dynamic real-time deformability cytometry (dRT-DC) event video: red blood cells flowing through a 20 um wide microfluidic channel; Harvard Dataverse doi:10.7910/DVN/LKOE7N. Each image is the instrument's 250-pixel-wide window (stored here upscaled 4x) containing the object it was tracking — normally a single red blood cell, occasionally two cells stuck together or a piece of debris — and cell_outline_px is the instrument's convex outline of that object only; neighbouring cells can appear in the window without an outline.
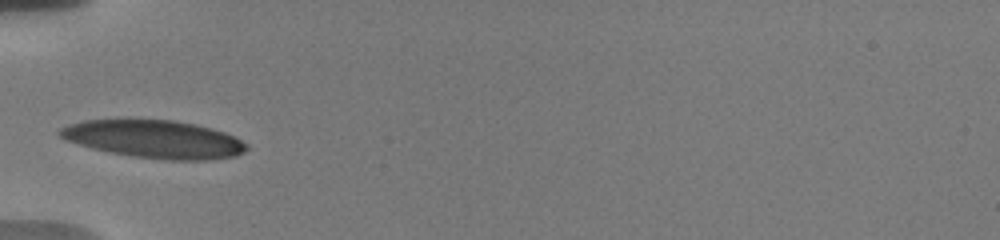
{"species": "human", "species_latin": "Homo sapiens", "temperature_condition": "warm", "stored_images_in_passage": 16, "camera_frame_rate_fps": 3000, "um_per_image_px": 0.085, "donor": {"sex": "male"}, "frame": {"image": 1, "passage_image": 1, "time_ms": 0.0, "image_size_px": [1000, 240], "cell_outline_px": [[248, 148], [244, 152], [236, 156], [208, 160], [168, 160], [132, 156], [92, 148], [68, 140], [60, 136], [56, 132], [60, 128], [84, 120], [120, 116], [176, 120], [196, 124], [212, 128], [224, 132], [248, 144]], "centroid_in_image_um": [13.09, 11.78], "position_along_channel_um": 71.9, "area_um2": 42.19}}
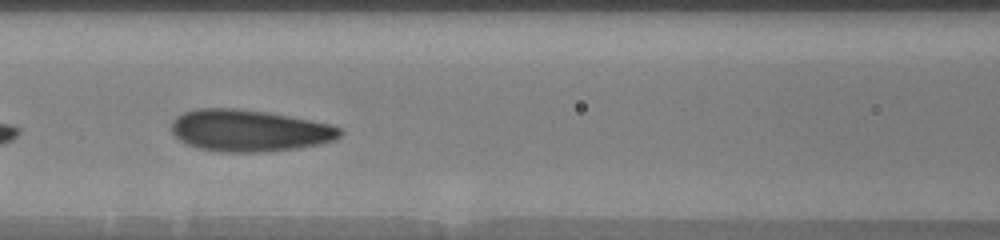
{"frame": {"image": 2, "passage_image": 7, "time_ms": 2.0, "image_size_px": [1000, 240], "cell_outline_px": [[344, 132], [336, 140], [320, 144], [300, 148], [268, 152], [216, 152], [200, 148], [188, 144], [180, 140], [172, 132], [172, 120], [176, 116], [184, 112], [196, 108], [236, 108], [264, 112], [288, 116], [332, 124], [340, 128]], "centroid_in_image_um": [21.21, 11.11], "position_along_channel_um": 145.4, "area_um2": 41.27}}
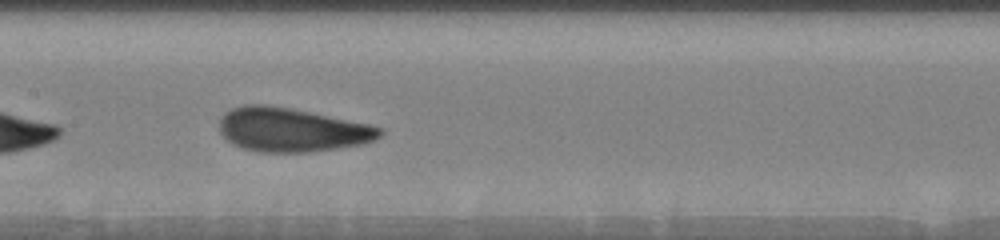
{"frame": {"image": 3, "passage_image": 10, "time_ms": 3.0, "image_size_px": [1000, 240], "cell_outline_px": [[384, 132], [380, 136], [364, 144], [308, 152], [260, 152], [244, 148], [232, 144], [220, 132], [220, 120], [224, 112], [232, 108], [244, 104], [264, 104], [288, 108], [368, 124], [384, 128]], "centroid_in_image_um": [24.77, 11.03], "position_along_channel_um": 182.6, "area_um2": 40.69}}